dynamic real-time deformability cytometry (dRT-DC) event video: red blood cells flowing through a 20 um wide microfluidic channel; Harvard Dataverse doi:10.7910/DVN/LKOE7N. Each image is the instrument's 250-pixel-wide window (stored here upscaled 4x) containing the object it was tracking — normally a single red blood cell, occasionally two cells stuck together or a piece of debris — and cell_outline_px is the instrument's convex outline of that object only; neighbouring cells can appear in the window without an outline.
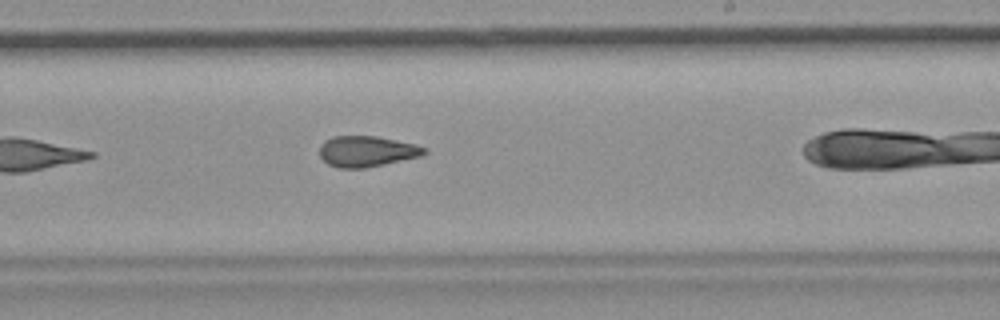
{"species": "common noctule bat (a hibernating species)", "species_latin": "Nyctalus noctula", "temperature_condition": "room temperature", "stored_images_in_passage": 8, "camera_frame_rate_fps": 3000, "um_per_image_px": 0.085, "animal": {"sex": "female", "body_mass_g": 19.9}, "frame": {"image": 1, "passage_image": 7, "time_ms": 2.0, "image_size_px": [1000, 320], "cell_outline_px": [[428, 152], [420, 156], [384, 164], [364, 168], [340, 168], [328, 164], [320, 156], [320, 144], [324, 140], [332, 136], [376, 136], [416, 144], [428, 148]], "centroid_in_image_um": [31.18, 12.85], "position_along_channel_um": 257.8, "area_um2": 18.84}}